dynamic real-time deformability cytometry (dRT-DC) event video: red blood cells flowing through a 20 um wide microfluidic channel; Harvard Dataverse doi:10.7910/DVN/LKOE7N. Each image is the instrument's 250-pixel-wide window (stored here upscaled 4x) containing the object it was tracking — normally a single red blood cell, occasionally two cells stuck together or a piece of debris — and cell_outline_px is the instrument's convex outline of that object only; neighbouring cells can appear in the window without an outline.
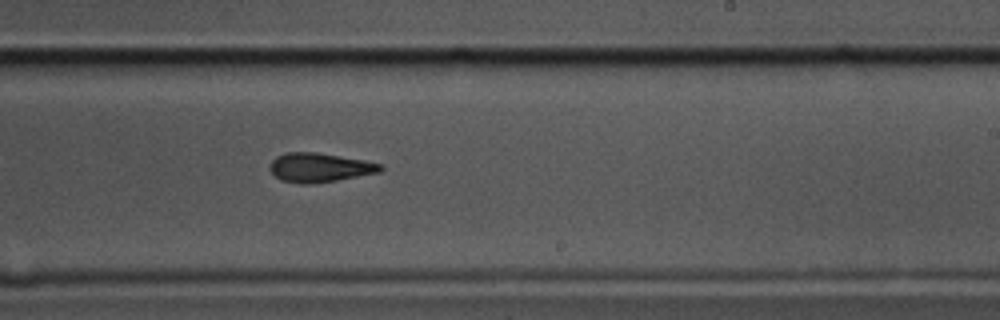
{"species": "common noctule bat (a hibernating species)", "species_latin": "Nyctalus noctula", "temperature_condition": "cold", "stored_images_in_passage": 45, "camera_frame_rate_fps": 3000, "um_per_image_px": 0.085, "animal": {"sex": "male", "body_mass_g": 17.5, "forearm_length_mm": 52.3}, "frame": {"image": 1, "passage_image": 22, "time_ms": 7.0, "image_size_px": [1000, 320], "cell_outline_px": [[384, 168], [380, 172], [336, 180], [308, 184], [300, 184], [280, 180], [268, 168], [272, 160], [276, 156], [284, 152], [316, 152], [364, 160], [384, 164]], "centroid_in_image_um": [27.16, 14.23], "position_along_channel_um": 261.8, "area_um2": 18.84}}
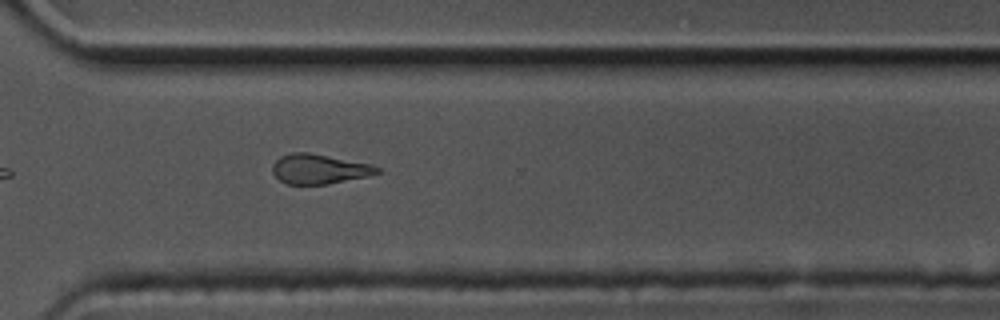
{"frame": {"image": 2, "passage_image": 29, "time_ms": 9.333, "image_size_px": [1000, 320], "cell_outline_px": [[380, 172], [368, 176], [328, 184], [288, 184], [280, 180], [272, 172], [272, 164], [280, 156], [292, 152], [308, 152], [372, 164], [380, 168]], "centroid_in_image_um": [27.12, 14.36], "position_along_channel_um": 343.5, "area_um2": 18.15}}
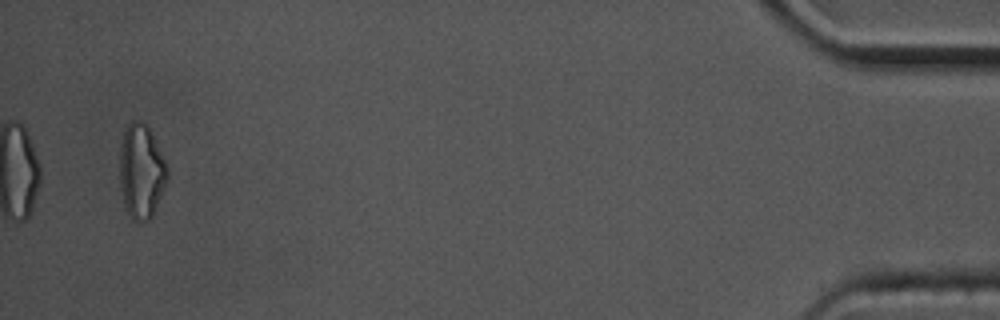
{"frame": {"image": 3, "passage_image": 43, "time_ms": 14.0, "image_size_px": [1000, 320], "cell_outline_px": [[168, 180], [156, 208], [152, 216], [148, 220], [132, 220], [124, 204], [120, 184], [120, 148], [124, 128], [132, 120], [140, 120], [148, 128], [168, 168]], "centroid_in_image_um": [12.0, 14.57], "position_along_channel_um": 423.2, "area_um2": 25.89}, "authors_computed_cell_mechanics": {"area_um2": 19.4208, "velocity_mm_per_s": 3.4958, "shape_relaxation_time_tau1_ms": 4.9148, "shape_relaxation_time_tau2_ms": 4.7637, "deformation_change_tau1": 0.1599, "deformation_change_tau2": 0.1481}}